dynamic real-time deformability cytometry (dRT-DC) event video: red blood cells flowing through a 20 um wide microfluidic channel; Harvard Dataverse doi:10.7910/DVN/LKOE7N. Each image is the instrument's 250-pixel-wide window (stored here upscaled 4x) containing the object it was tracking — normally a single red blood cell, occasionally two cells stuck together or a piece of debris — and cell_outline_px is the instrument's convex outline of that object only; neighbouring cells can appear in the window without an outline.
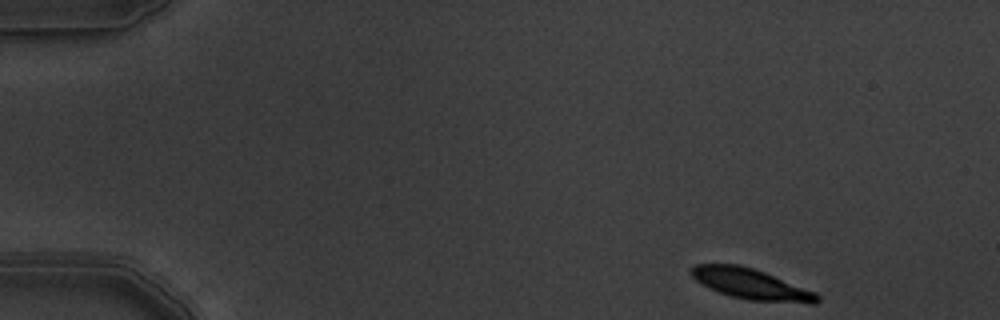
{"species": "common noctule bat (a hibernating species)", "species_latin": "Nyctalus noctula", "temperature_condition": "warm", "stored_images_in_passage": 4, "camera_frame_rate_fps": 3000, "um_per_image_px": 0.085, "animal": {"sex": "male", "body_mass_g": 19.5, "forearm_length_mm": 54.6}, "frame": {"image": 1, "passage_image": 1, "time_ms": 0.0, "image_size_px": [1000, 320], "cell_outline_px": [[820, 300], [816, 304], [812, 304], [748, 300], [732, 296], [720, 292], [696, 280], [688, 272], [688, 268], [696, 264], [740, 264], [764, 272], [816, 292], [820, 296]], "centroid_in_image_um": [63.86, 24.14], "position_along_channel_um": 21.1, "area_um2": 22.43}}
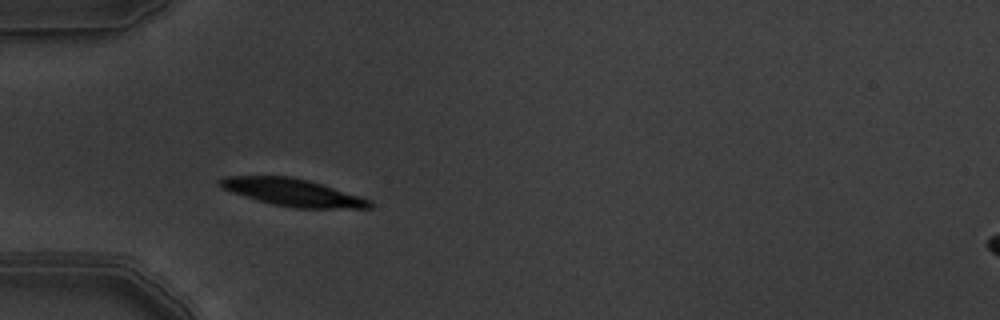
{"frame": {"image": 2, "passage_image": 4, "time_ms": 1.0, "image_size_px": [1000, 320], "cell_outline_px": [[372, 208], [296, 208], [272, 204], [256, 200], [220, 188], [216, 184], [224, 176], [288, 176], [308, 180], [372, 200]], "centroid_in_image_um": [24.83, 16.35], "position_along_channel_um": 60.2, "area_um2": 23.76}}